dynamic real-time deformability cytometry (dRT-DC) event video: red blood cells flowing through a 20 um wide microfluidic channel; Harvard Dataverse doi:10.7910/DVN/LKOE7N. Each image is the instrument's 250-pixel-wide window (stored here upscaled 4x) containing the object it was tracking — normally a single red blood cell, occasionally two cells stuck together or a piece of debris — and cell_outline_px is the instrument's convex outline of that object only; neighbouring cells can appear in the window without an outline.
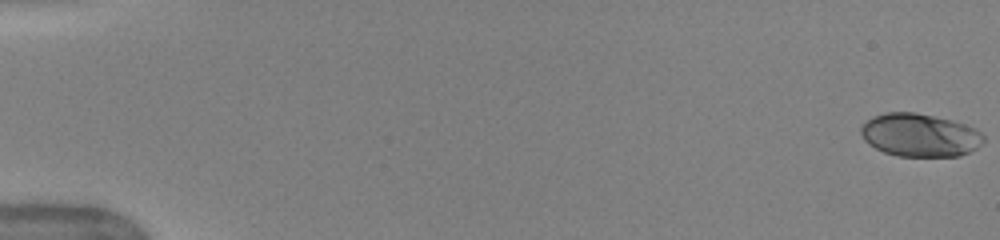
{"species": "human", "species_latin": "Homo sapiens", "temperature_condition": "warm", "stored_images_in_passage": 52, "camera_frame_rate_fps": 3000, "um_per_image_px": 0.085, "donor": {"sex": "female"}, "frame": {"image": 1, "passage_image": 1, "time_ms": 0.0, "image_size_px": [1000, 240], "cell_outline_px": [[984, 140], [976, 148], [960, 156], [900, 156], [884, 152], [868, 144], [864, 140], [860, 132], [860, 128], [872, 116], [884, 112], [916, 112], [952, 120], [976, 128], [984, 136]], "centroid_in_image_um": [78.17, 11.47], "position_along_channel_um": 6.8, "area_um2": 30.81}}
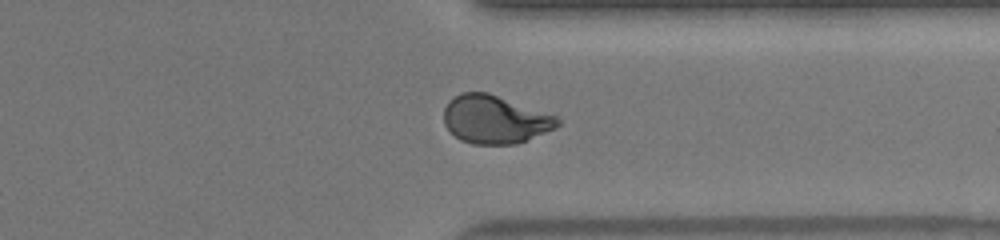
{"frame": {"image": 2, "passage_image": 41, "time_ms": 13.333, "image_size_px": [1000, 240], "cell_outline_px": [[560, 124], [556, 128], [516, 144], [472, 144], [460, 140], [444, 124], [444, 108], [448, 100], [460, 92], [488, 92], [556, 116], [560, 120]], "centroid_in_image_um": [42.04, 10.15], "position_along_channel_um": 369.4, "area_um2": 31.85}}
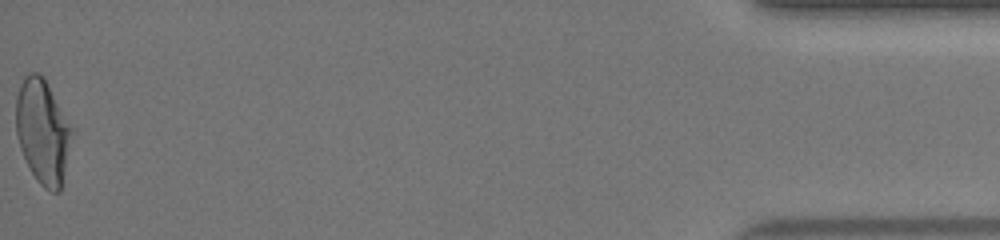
{"frame": {"image": 3, "passage_image": 52, "time_ms": 17.0, "image_size_px": [1000, 240], "cell_outline_px": [[68, 136], [64, 168], [60, 192], [52, 192], [44, 188], [36, 180], [20, 148], [16, 136], [16, 96], [20, 84], [24, 76], [28, 72], [40, 72], [44, 76], [68, 128]], "centroid_in_image_um": [3.51, 11.14], "position_along_channel_um": 431.7, "area_um2": 32.25}, "authors_computed_cell_mechanics": {"area_um2": 31.7611, "velocity_mm_per_s": 4.029, "shape_relaxation_time_tau1_ms": 5.1509, "shape_relaxation_time_tau2_ms": 0.7684, "deformation_change_tau1": 0.1927, "deformation_change_tau2": 0.0535}}